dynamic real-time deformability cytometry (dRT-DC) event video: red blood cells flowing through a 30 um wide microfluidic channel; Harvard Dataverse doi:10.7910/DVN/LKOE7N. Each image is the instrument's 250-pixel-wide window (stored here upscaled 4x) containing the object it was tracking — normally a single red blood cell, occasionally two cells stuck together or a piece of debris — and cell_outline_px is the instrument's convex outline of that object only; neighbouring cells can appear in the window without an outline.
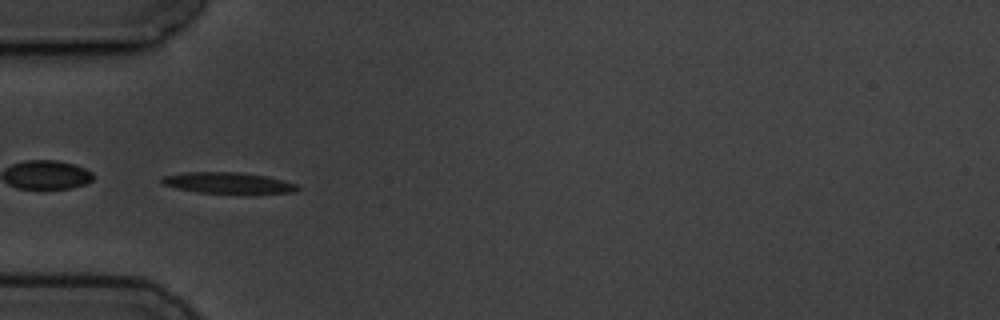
{"species": "common noctule bat (a hibernating species)", "species_latin": "Nyctalus noctula", "temperature_condition": "cold", "stored_images_in_passage": 5, "camera_frame_rate_fps": 3000, "um_per_image_px": 0.085, "animal": {"sex": "male", "body_mass_g": 19.5, "forearm_length_mm": 54.6}, "frame": {"image": 1, "passage_image": 5, "time_ms": 5.0, "image_size_px": [1000, 320], "cell_outline_px": [[300, 188], [292, 192], [244, 196], [196, 192], [176, 188], [164, 184], [160, 180], [164, 176], [184, 172], [236, 172], [268, 176], [284, 180], [296, 184]], "centroid_in_image_um": [19.46, 15.59], "position_along_channel_um": 65.5, "area_um2": 17.51}}